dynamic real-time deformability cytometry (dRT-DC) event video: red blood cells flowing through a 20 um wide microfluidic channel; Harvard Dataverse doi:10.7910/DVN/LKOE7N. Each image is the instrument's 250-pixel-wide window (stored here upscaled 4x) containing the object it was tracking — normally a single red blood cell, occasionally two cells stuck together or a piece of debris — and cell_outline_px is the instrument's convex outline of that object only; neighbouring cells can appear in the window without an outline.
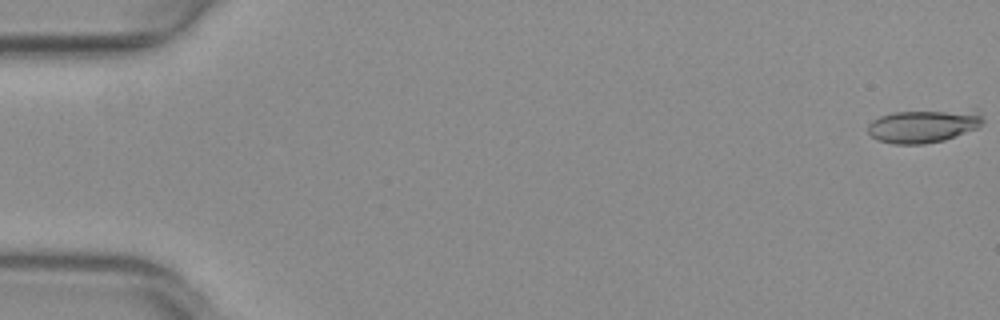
{"species": "common noctule bat (a hibernating species)", "species_latin": "Nyctalus noctula", "temperature_condition": "warm", "stored_images_in_passage": 53, "camera_frame_rate_fps": 3000, "um_per_image_px": 0.085, "animal": {"sex": "female", "body_mass_g": 29.2, "forearm_length_mm": 56.3}, "frame": {"image": 1, "passage_image": 1, "time_ms": 0.0, "image_size_px": [1000, 320], "cell_outline_px": [[984, 120], [976, 128], [944, 140], [924, 144], [892, 144], [876, 140], [868, 132], [868, 124], [872, 120], [880, 116], [892, 112], [976, 108], [980, 112]], "centroid_in_image_um": [78.51, 10.68], "position_along_channel_um": 6.5, "area_um2": 22.72}}
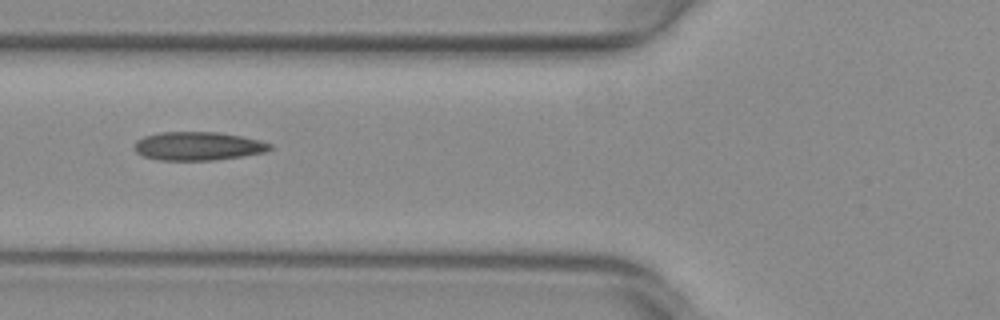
{"frame": {"image": 2, "passage_image": 21, "time_ms": 6.667, "image_size_px": [1000, 320], "cell_outline_px": [[272, 148], [264, 152], [240, 156], [212, 160], [160, 160], [144, 156], [136, 152], [136, 140], [144, 136], [160, 132], [220, 132], [260, 140], [272, 144]], "centroid_in_image_um": [16.83, 12.41], "position_along_channel_um": 109.0, "area_um2": 22.31}}
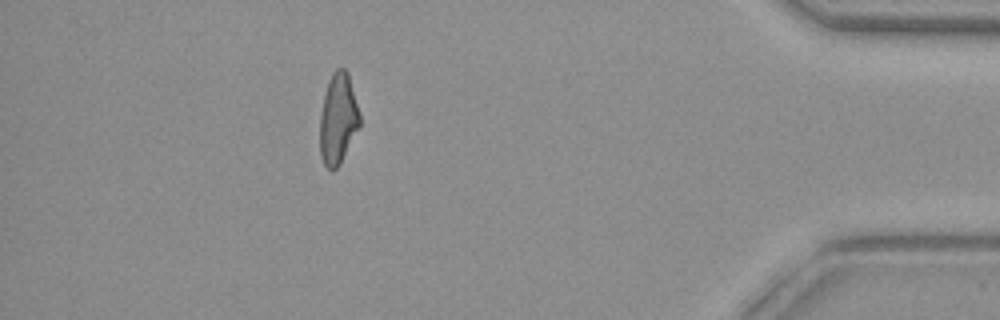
{"frame": {"image": 3, "passage_image": 47, "time_ms": 15.333, "image_size_px": [1000, 320], "cell_outline_px": [[360, 124], [340, 164], [332, 172], [324, 164], [320, 156], [320, 112], [328, 80], [332, 72], [336, 68], [344, 68], [348, 72], [360, 112]], "centroid_in_image_um": [28.73, 10.08], "position_along_channel_um": 406.5, "area_um2": 21.15}, "authors_computed_cell_mechanics": {"area_um2": 21.8484, "velocity_mm_per_s": 4.0191, "shape_relaxation_time_tau1_ms": null, "shape_relaxation_time_tau2_ms": 2.4916, "deformation_change_tau1": null, "deformation_change_tau2": 0.1009}}